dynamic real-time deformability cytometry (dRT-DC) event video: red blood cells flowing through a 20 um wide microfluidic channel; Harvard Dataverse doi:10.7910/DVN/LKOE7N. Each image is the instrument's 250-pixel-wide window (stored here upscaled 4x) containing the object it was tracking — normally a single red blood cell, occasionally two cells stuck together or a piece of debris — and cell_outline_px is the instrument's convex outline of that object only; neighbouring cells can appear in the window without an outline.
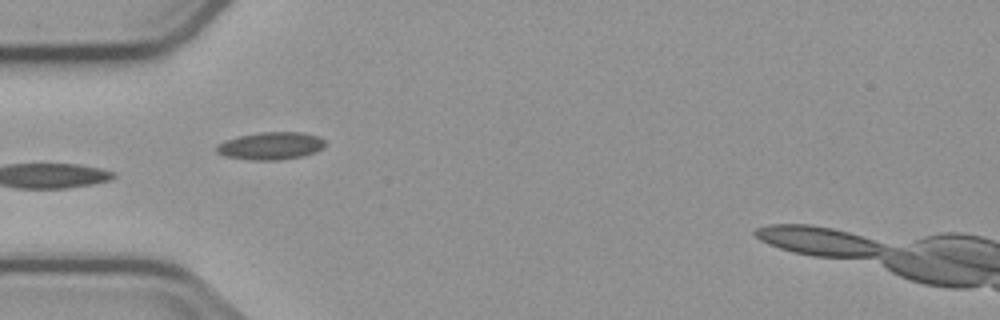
{"species": "common noctule bat (a hibernating species)", "species_latin": "Nyctalus noctula", "temperature_condition": "cold", "stored_images_in_passage": 9, "camera_frame_rate_fps": 3000, "um_per_image_px": 0.085, "animal": {"sex": "male", "body_mass_g": 23.1, "forearm_length_mm": 52.7}, "frame": {"image": 1, "passage_image": 3, "time_ms": 2.333, "image_size_px": [1000, 320], "cell_outline_px": [[324, 148], [316, 152], [304, 156], [280, 160], [248, 160], [224, 156], [216, 152], [216, 144], [224, 140], [236, 136], [260, 132], [304, 132], [320, 136], [324, 140]], "centroid_in_image_um": [23.0, 12.39], "position_along_channel_um": 62.0, "area_um2": 17.86}}
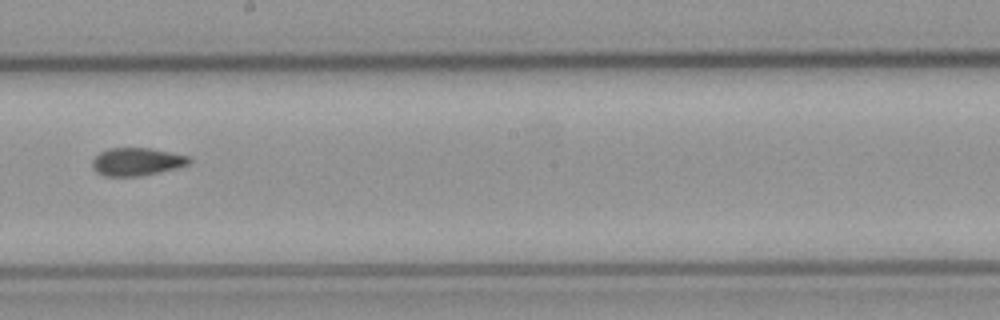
{"frame": {"image": 2, "passage_image": 7, "time_ms": 7.0, "image_size_px": [1000, 320], "cell_outline_px": [[192, 160], [188, 164], [176, 168], [140, 176], [104, 176], [96, 172], [92, 168], [92, 160], [100, 152], [108, 148], [148, 148], [188, 156]], "centroid_in_image_um": [11.58, 13.75], "position_along_channel_um": 236.6, "area_um2": 15.61}}
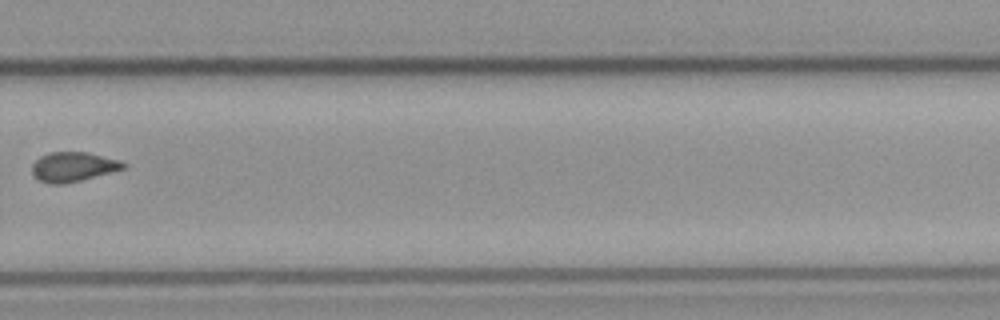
{"frame": {"image": 3, "passage_image": 9, "time_ms": 9.333, "image_size_px": [1000, 320], "cell_outline_px": [[128, 164], [124, 168], [80, 180], [64, 184], [52, 184], [40, 180], [32, 172], [32, 164], [40, 156], [48, 152], [88, 152], [120, 160]], "centroid_in_image_um": [6.21, 14.16], "position_along_channel_um": 323.6, "area_um2": 15.55}}